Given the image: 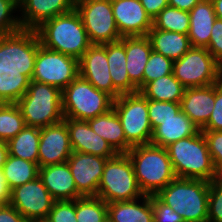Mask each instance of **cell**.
I'll use <instances>...</instances> for the list:
<instances>
[{"label":"cell","mask_w":222,"mask_h":222,"mask_svg":"<svg viewBox=\"0 0 222 222\" xmlns=\"http://www.w3.org/2000/svg\"><path fill=\"white\" fill-rule=\"evenodd\" d=\"M198 131L199 128L192 120L179 111L175 116L160 122L153 130L150 143L165 148L173 142L195 135Z\"/></svg>","instance_id":"cb8c5ba5"},{"label":"cell","mask_w":222,"mask_h":222,"mask_svg":"<svg viewBox=\"0 0 222 222\" xmlns=\"http://www.w3.org/2000/svg\"><path fill=\"white\" fill-rule=\"evenodd\" d=\"M19 22L22 29H36L44 21L70 12L74 0H20ZM20 12V13H19Z\"/></svg>","instance_id":"ac0fdd59"},{"label":"cell","mask_w":222,"mask_h":222,"mask_svg":"<svg viewBox=\"0 0 222 222\" xmlns=\"http://www.w3.org/2000/svg\"><path fill=\"white\" fill-rule=\"evenodd\" d=\"M114 99L78 75L62 90L64 118L88 121L113 108Z\"/></svg>","instance_id":"8992f818"},{"label":"cell","mask_w":222,"mask_h":222,"mask_svg":"<svg viewBox=\"0 0 222 222\" xmlns=\"http://www.w3.org/2000/svg\"><path fill=\"white\" fill-rule=\"evenodd\" d=\"M38 177L55 200H75L81 197L67 162L39 167Z\"/></svg>","instance_id":"44dd1931"},{"label":"cell","mask_w":222,"mask_h":222,"mask_svg":"<svg viewBox=\"0 0 222 222\" xmlns=\"http://www.w3.org/2000/svg\"><path fill=\"white\" fill-rule=\"evenodd\" d=\"M173 73V61L152 50L143 74V87L160 77Z\"/></svg>","instance_id":"d590c367"},{"label":"cell","mask_w":222,"mask_h":222,"mask_svg":"<svg viewBox=\"0 0 222 222\" xmlns=\"http://www.w3.org/2000/svg\"><path fill=\"white\" fill-rule=\"evenodd\" d=\"M108 159L93 154L72 152L67 160L81 197L97 196L100 179Z\"/></svg>","instance_id":"5bb4252c"},{"label":"cell","mask_w":222,"mask_h":222,"mask_svg":"<svg viewBox=\"0 0 222 222\" xmlns=\"http://www.w3.org/2000/svg\"><path fill=\"white\" fill-rule=\"evenodd\" d=\"M107 217L112 222H154L151 195L132 201L109 203Z\"/></svg>","instance_id":"4316f807"},{"label":"cell","mask_w":222,"mask_h":222,"mask_svg":"<svg viewBox=\"0 0 222 222\" xmlns=\"http://www.w3.org/2000/svg\"><path fill=\"white\" fill-rule=\"evenodd\" d=\"M216 17L222 19V0L212 1Z\"/></svg>","instance_id":"816d5d0a"},{"label":"cell","mask_w":222,"mask_h":222,"mask_svg":"<svg viewBox=\"0 0 222 222\" xmlns=\"http://www.w3.org/2000/svg\"><path fill=\"white\" fill-rule=\"evenodd\" d=\"M206 48L222 66V19L216 18Z\"/></svg>","instance_id":"ee69618b"},{"label":"cell","mask_w":222,"mask_h":222,"mask_svg":"<svg viewBox=\"0 0 222 222\" xmlns=\"http://www.w3.org/2000/svg\"><path fill=\"white\" fill-rule=\"evenodd\" d=\"M145 11L153 20L166 6L169 5L168 0H139Z\"/></svg>","instance_id":"bcb514c9"},{"label":"cell","mask_w":222,"mask_h":222,"mask_svg":"<svg viewBox=\"0 0 222 222\" xmlns=\"http://www.w3.org/2000/svg\"><path fill=\"white\" fill-rule=\"evenodd\" d=\"M75 9L92 44L102 45L122 38L114 20L111 0H77Z\"/></svg>","instance_id":"8fae6325"},{"label":"cell","mask_w":222,"mask_h":222,"mask_svg":"<svg viewBox=\"0 0 222 222\" xmlns=\"http://www.w3.org/2000/svg\"><path fill=\"white\" fill-rule=\"evenodd\" d=\"M189 26V12L168 5L153 19L152 29L188 34Z\"/></svg>","instance_id":"d6a6232c"},{"label":"cell","mask_w":222,"mask_h":222,"mask_svg":"<svg viewBox=\"0 0 222 222\" xmlns=\"http://www.w3.org/2000/svg\"><path fill=\"white\" fill-rule=\"evenodd\" d=\"M40 45L33 29H21L0 37V70L23 71L31 80Z\"/></svg>","instance_id":"30bf717a"},{"label":"cell","mask_w":222,"mask_h":222,"mask_svg":"<svg viewBox=\"0 0 222 222\" xmlns=\"http://www.w3.org/2000/svg\"><path fill=\"white\" fill-rule=\"evenodd\" d=\"M0 222H28L12 205L0 204Z\"/></svg>","instance_id":"f6af8a7d"},{"label":"cell","mask_w":222,"mask_h":222,"mask_svg":"<svg viewBox=\"0 0 222 222\" xmlns=\"http://www.w3.org/2000/svg\"><path fill=\"white\" fill-rule=\"evenodd\" d=\"M34 30L42 46L78 60L92 45L75 8L44 21Z\"/></svg>","instance_id":"6da1fadb"},{"label":"cell","mask_w":222,"mask_h":222,"mask_svg":"<svg viewBox=\"0 0 222 222\" xmlns=\"http://www.w3.org/2000/svg\"><path fill=\"white\" fill-rule=\"evenodd\" d=\"M114 20L122 37L146 36L153 20L139 0H111Z\"/></svg>","instance_id":"e0dca14e"},{"label":"cell","mask_w":222,"mask_h":222,"mask_svg":"<svg viewBox=\"0 0 222 222\" xmlns=\"http://www.w3.org/2000/svg\"><path fill=\"white\" fill-rule=\"evenodd\" d=\"M179 111L180 103L148 99V115L152 130L159 126L161 121L175 116Z\"/></svg>","instance_id":"74e56055"},{"label":"cell","mask_w":222,"mask_h":222,"mask_svg":"<svg viewBox=\"0 0 222 222\" xmlns=\"http://www.w3.org/2000/svg\"><path fill=\"white\" fill-rule=\"evenodd\" d=\"M72 152L69 130L64 120L40 128L39 167L67 162Z\"/></svg>","instance_id":"9a60e30c"},{"label":"cell","mask_w":222,"mask_h":222,"mask_svg":"<svg viewBox=\"0 0 222 222\" xmlns=\"http://www.w3.org/2000/svg\"><path fill=\"white\" fill-rule=\"evenodd\" d=\"M10 189L7 186L4 173L0 169V204H8L10 201Z\"/></svg>","instance_id":"c3c4849f"},{"label":"cell","mask_w":222,"mask_h":222,"mask_svg":"<svg viewBox=\"0 0 222 222\" xmlns=\"http://www.w3.org/2000/svg\"><path fill=\"white\" fill-rule=\"evenodd\" d=\"M92 130L106 140L117 154H126L132 146L126 141L123 127L114 110L88 120Z\"/></svg>","instance_id":"484cf974"},{"label":"cell","mask_w":222,"mask_h":222,"mask_svg":"<svg viewBox=\"0 0 222 222\" xmlns=\"http://www.w3.org/2000/svg\"><path fill=\"white\" fill-rule=\"evenodd\" d=\"M79 75V60L40 45L32 81L57 87L61 91Z\"/></svg>","instance_id":"7c38bea8"},{"label":"cell","mask_w":222,"mask_h":222,"mask_svg":"<svg viewBox=\"0 0 222 222\" xmlns=\"http://www.w3.org/2000/svg\"><path fill=\"white\" fill-rule=\"evenodd\" d=\"M55 199L51 196L42 180H35L16 186L10 191L9 204L28 222L46 220Z\"/></svg>","instance_id":"4fadbf2b"},{"label":"cell","mask_w":222,"mask_h":222,"mask_svg":"<svg viewBox=\"0 0 222 222\" xmlns=\"http://www.w3.org/2000/svg\"><path fill=\"white\" fill-rule=\"evenodd\" d=\"M40 128L25 126L14 138L7 142L8 153L38 164Z\"/></svg>","instance_id":"f546056e"},{"label":"cell","mask_w":222,"mask_h":222,"mask_svg":"<svg viewBox=\"0 0 222 222\" xmlns=\"http://www.w3.org/2000/svg\"><path fill=\"white\" fill-rule=\"evenodd\" d=\"M152 50L173 62L184 56L191 48L187 34L151 29L146 35Z\"/></svg>","instance_id":"83f0119b"},{"label":"cell","mask_w":222,"mask_h":222,"mask_svg":"<svg viewBox=\"0 0 222 222\" xmlns=\"http://www.w3.org/2000/svg\"><path fill=\"white\" fill-rule=\"evenodd\" d=\"M154 222H184L183 218L156 195H151Z\"/></svg>","instance_id":"60d3db41"},{"label":"cell","mask_w":222,"mask_h":222,"mask_svg":"<svg viewBox=\"0 0 222 222\" xmlns=\"http://www.w3.org/2000/svg\"><path fill=\"white\" fill-rule=\"evenodd\" d=\"M106 54L114 89L120 95L138 92L130 82L126 70L125 36L118 41L106 43Z\"/></svg>","instance_id":"d4e9b609"},{"label":"cell","mask_w":222,"mask_h":222,"mask_svg":"<svg viewBox=\"0 0 222 222\" xmlns=\"http://www.w3.org/2000/svg\"><path fill=\"white\" fill-rule=\"evenodd\" d=\"M190 26L187 36L191 47H207L211 37V30L216 20L213 3L201 0L190 11Z\"/></svg>","instance_id":"603a6c76"},{"label":"cell","mask_w":222,"mask_h":222,"mask_svg":"<svg viewBox=\"0 0 222 222\" xmlns=\"http://www.w3.org/2000/svg\"><path fill=\"white\" fill-rule=\"evenodd\" d=\"M113 108L121 122L126 141L133 147L150 144L153 130L148 115V99L140 92L120 95Z\"/></svg>","instance_id":"9c48e42d"},{"label":"cell","mask_w":222,"mask_h":222,"mask_svg":"<svg viewBox=\"0 0 222 222\" xmlns=\"http://www.w3.org/2000/svg\"><path fill=\"white\" fill-rule=\"evenodd\" d=\"M210 182L176 177L156 196L170 206L184 222H208Z\"/></svg>","instance_id":"3957f363"},{"label":"cell","mask_w":222,"mask_h":222,"mask_svg":"<svg viewBox=\"0 0 222 222\" xmlns=\"http://www.w3.org/2000/svg\"><path fill=\"white\" fill-rule=\"evenodd\" d=\"M151 52L147 36H125L126 70L138 92L143 88V74Z\"/></svg>","instance_id":"7402d4cb"},{"label":"cell","mask_w":222,"mask_h":222,"mask_svg":"<svg viewBox=\"0 0 222 222\" xmlns=\"http://www.w3.org/2000/svg\"><path fill=\"white\" fill-rule=\"evenodd\" d=\"M97 196L107 204L132 201L144 196L127 154H117L106 161Z\"/></svg>","instance_id":"52a82bcc"},{"label":"cell","mask_w":222,"mask_h":222,"mask_svg":"<svg viewBox=\"0 0 222 222\" xmlns=\"http://www.w3.org/2000/svg\"><path fill=\"white\" fill-rule=\"evenodd\" d=\"M104 222H112V221L107 217Z\"/></svg>","instance_id":"db71d44e"},{"label":"cell","mask_w":222,"mask_h":222,"mask_svg":"<svg viewBox=\"0 0 222 222\" xmlns=\"http://www.w3.org/2000/svg\"><path fill=\"white\" fill-rule=\"evenodd\" d=\"M176 177L213 181L215 166L201 130L165 147Z\"/></svg>","instance_id":"277c9868"},{"label":"cell","mask_w":222,"mask_h":222,"mask_svg":"<svg viewBox=\"0 0 222 222\" xmlns=\"http://www.w3.org/2000/svg\"><path fill=\"white\" fill-rule=\"evenodd\" d=\"M144 195H156L176 178L172 163L164 147L153 144L133 146L126 153Z\"/></svg>","instance_id":"7a4b0ae2"},{"label":"cell","mask_w":222,"mask_h":222,"mask_svg":"<svg viewBox=\"0 0 222 222\" xmlns=\"http://www.w3.org/2000/svg\"><path fill=\"white\" fill-rule=\"evenodd\" d=\"M79 75L100 91L117 99L120 94L114 89L109 73L105 44H92L79 59Z\"/></svg>","instance_id":"2e32d148"},{"label":"cell","mask_w":222,"mask_h":222,"mask_svg":"<svg viewBox=\"0 0 222 222\" xmlns=\"http://www.w3.org/2000/svg\"><path fill=\"white\" fill-rule=\"evenodd\" d=\"M201 130L222 131V81L215 83V103L207 124Z\"/></svg>","instance_id":"b9f144b4"},{"label":"cell","mask_w":222,"mask_h":222,"mask_svg":"<svg viewBox=\"0 0 222 222\" xmlns=\"http://www.w3.org/2000/svg\"><path fill=\"white\" fill-rule=\"evenodd\" d=\"M213 182L218 186H222V164L215 167V176Z\"/></svg>","instance_id":"f907efd6"},{"label":"cell","mask_w":222,"mask_h":222,"mask_svg":"<svg viewBox=\"0 0 222 222\" xmlns=\"http://www.w3.org/2000/svg\"><path fill=\"white\" fill-rule=\"evenodd\" d=\"M215 103V84L185 88L181 111L201 130L208 122Z\"/></svg>","instance_id":"ffe728a7"},{"label":"cell","mask_w":222,"mask_h":222,"mask_svg":"<svg viewBox=\"0 0 222 222\" xmlns=\"http://www.w3.org/2000/svg\"><path fill=\"white\" fill-rule=\"evenodd\" d=\"M46 220L48 222H77L76 199L55 200Z\"/></svg>","instance_id":"f35d334b"},{"label":"cell","mask_w":222,"mask_h":222,"mask_svg":"<svg viewBox=\"0 0 222 222\" xmlns=\"http://www.w3.org/2000/svg\"><path fill=\"white\" fill-rule=\"evenodd\" d=\"M30 222H48L47 220H34V221H30Z\"/></svg>","instance_id":"f5cc1de1"},{"label":"cell","mask_w":222,"mask_h":222,"mask_svg":"<svg viewBox=\"0 0 222 222\" xmlns=\"http://www.w3.org/2000/svg\"><path fill=\"white\" fill-rule=\"evenodd\" d=\"M208 222H222V186L213 181L209 187Z\"/></svg>","instance_id":"ab89813d"},{"label":"cell","mask_w":222,"mask_h":222,"mask_svg":"<svg viewBox=\"0 0 222 222\" xmlns=\"http://www.w3.org/2000/svg\"><path fill=\"white\" fill-rule=\"evenodd\" d=\"M107 218V203L98 196L76 199L77 222H104Z\"/></svg>","instance_id":"e575fe53"},{"label":"cell","mask_w":222,"mask_h":222,"mask_svg":"<svg viewBox=\"0 0 222 222\" xmlns=\"http://www.w3.org/2000/svg\"><path fill=\"white\" fill-rule=\"evenodd\" d=\"M25 126V120L16 103H2L0 105V141L7 143Z\"/></svg>","instance_id":"836d02e7"},{"label":"cell","mask_w":222,"mask_h":222,"mask_svg":"<svg viewBox=\"0 0 222 222\" xmlns=\"http://www.w3.org/2000/svg\"><path fill=\"white\" fill-rule=\"evenodd\" d=\"M8 155L9 153L7 143L0 141V169L3 168V165L5 164Z\"/></svg>","instance_id":"681fc988"},{"label":"cell","mask_w":222,"mask_h":222,"mask_svg":"<svg viewBox=\"0 0 222 222\" xmlns=\"http://www.w3.org/2000/svg\"><path fill=\"white\" fill-rule=\"evenodd\" d=\"M173 74L185 87H204L222 81V66L205 47H191L173 62Z\"/></svg>","instance_id":"ba28073f"},{"label":"cell","mask_w":222,"mask_h":222,"mask_svg":"<svg viewBox=\"0 0 222 222\" xmlns=\"http://www.w3.org/2000/svg\"><path fill=\"white\" fill-rule=\"evenodd\" d=\"M2 171L10 190L16 186L33 181L39 176V166L37 163L11 155H8Z\"/></svg>","instance_id":"4dcf8cb0"},{"label":"cell","mask_w":222,"mask_h":222,"mask_svg":"<svg viewBox=\"0 0 222 222\" xmlns=\"http://www.w3.org/2000/svg\"><path fill=\"white\" fill-rule=\"evenodd\" d=\"M212 157L214 166L222 164V131L201 130Z\"/></svg>","instance_id":"7bdbcfd3"},{"label":"cell","mask_w":222,"mask_h":222,"mask_svg":"<svg viewBox=\"0 0 222 222\" xmlns=\"http://www.w3.org/2000/svg\"><path fill=\"white\" fill-rule=\"evenodd\" d=\"M184 91L185 87L172 73L147 83L139 92L149 100L180 103Z\"/></svg>","instance_id":"f1b7e54d"},{"label":"cell","mask_w":222,"mask_h":222,"mask_svg":"<svg viewBox=\"0 0 222 222\" xmlns=\"http://www.w3.org/2000/svg\"><path fill=\"white\" fill-rule=\"evenodd\" d=\"M30 81L23 71L0 70V102L16 103L26 93Z\"/></svg>","instance_id":"1f68e13d"},{"label":"cell","mask_w":222,"mask_h":222,"mask_svg":"<svg viewBox=\"0 0 222 222\" xmlns=\"http://www.w3.org/2000/svg\"><path fill=\"white\" fill-rule=\"evenodd\" d=\"M26 126L43 128L63 120L62 91L57 87L30 81L26 93L16 102Z\"/></svg>","instance_id":"5b68a950"},{"label":"cell","mask_w":222,"mask_h":222,"mask_svg":"<svg viewBox=\"0 0 222 222\" xmlns=\"http://www.w3.org/2000/svg\"><path fill=\"white\" fill-rule=\"evenodd\" d=\"M16 11H19L16 0H0V37L22 29Z\"/></svg>","instance_id":"8d00e7d4"},{"label":"cell","mask_w":222,"mask_h":222,"mask_svg":"<svg viewBox=\"0 0 222 222\" xmlns=\"http://www.w3.org/2000/svg\"><path fill=\"white\" fill-rule=\"evenodd\" d=\"M70 136V143L74 152L93 154L111 159L117 155L109 143L95 133L88 121L63 118Z\"/></svg>","instance_id":"d6986e66"},{"label":"cell","mask_w":222,"mask_h":222,"mask_svg":"<svg viewBox=\"0 0 222 222\" xmlns=\"http://www.w3.org/2000/svg\"><path fill=\"white\" fill-rule=\"evenodd\" d=\"M201 0H168L169 6L189 12Z\"/></svg>","instance_id":"7dc6e473"}]
</instances>
